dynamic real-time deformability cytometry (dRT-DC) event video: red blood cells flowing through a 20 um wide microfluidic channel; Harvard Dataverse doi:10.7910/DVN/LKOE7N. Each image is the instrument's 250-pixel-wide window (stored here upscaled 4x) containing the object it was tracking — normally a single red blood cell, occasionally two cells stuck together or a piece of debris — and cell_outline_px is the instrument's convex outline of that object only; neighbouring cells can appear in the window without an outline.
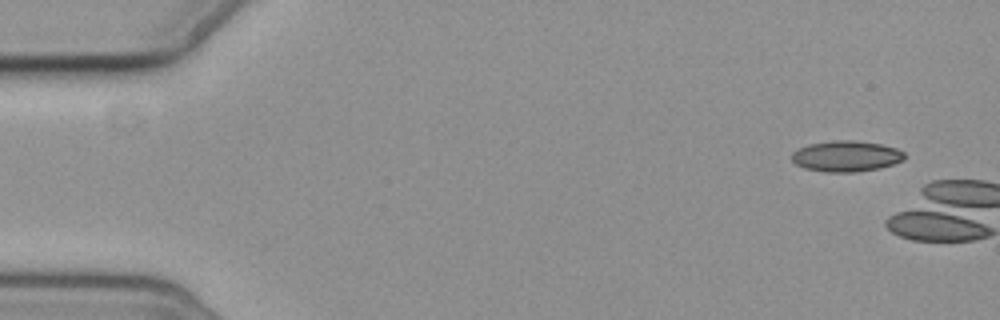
{"species": "common noctule bat (a hibernating species)", "species_latin": "Nyctalus noctula", "temperature_condition": "cold", "stored_images_in_passage": 2, "camera_frame_rate_fps": 3000, "um_per_image_px": 0.085, "animal": {"sex": "female", "body_mass_g": 19.3, "forearm_length_mm": 54.1}, "frame": {"image": 1, "passage_image": 1, "time_ms": 0.0, "image_size_px": [1000, 320], "cell_outline_px": [[904, 160], [880, 168], [856, 172], [824, 172], [804, 168], [796, 164], [792, 160], [792, 152], [808, 144], [832, 140], [852, 140], [880, 144], [896, 148], [904, 152]], "centroid_in_image_um": [71.91, 13.28], "position_along_channel_um": 13.1, "area_um2": 20.29}}